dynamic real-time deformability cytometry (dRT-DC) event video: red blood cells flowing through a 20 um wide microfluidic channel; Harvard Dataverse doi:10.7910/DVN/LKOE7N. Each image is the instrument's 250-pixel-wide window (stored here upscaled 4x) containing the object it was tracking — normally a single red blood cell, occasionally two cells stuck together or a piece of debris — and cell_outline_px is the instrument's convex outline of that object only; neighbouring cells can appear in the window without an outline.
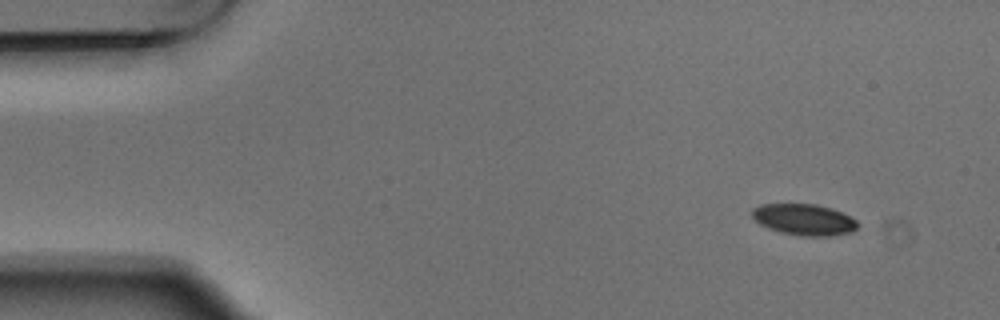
{"species": "Egyptian fruit bat (a non-hibernating species)", "species_latin": "Rousettus aegyptiacus", "temperature_condition": "warm", "stored_images_in_passage": 4, "camera_frame_rate_fps": 3000, "um_per_image_px": 0.085, "animal": {"sex": "male"}, "frame": {"image": 1, "passage_image": 1, "time_ms": 0.0, "image_size_px": [1000, 320], "cell_outline_px": [[856, 228], [852, 232], [828, 236], [804, 236], [780, 232], [768, 228], [760, 224], [752, 216], [752, 208], [760, 204], [816, 204], [832, 208], [856, 220]], "centroid_in_image_um": [68.31, 18.66], "position_along_channel_um": 16.7, "area_um2": 19.07}}
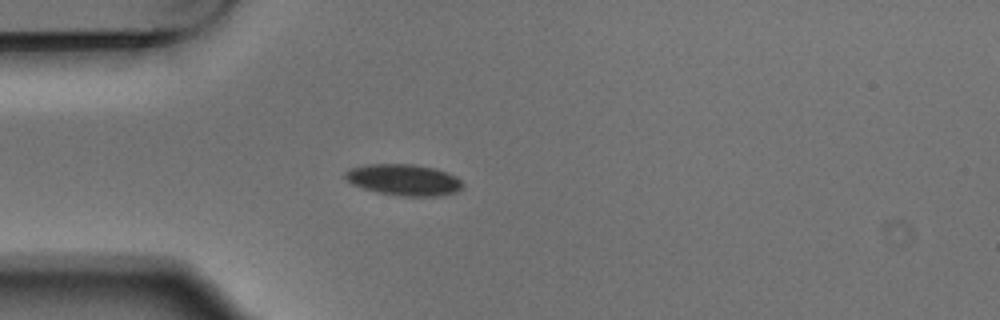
{"frame": {"image": 2, "passage_image": 3, "time_ms": 0.667, "image_size_px": [1000, 320], "cell_outline_px": [[464, 184], [456, 192], [440, 196], [400, 196], [376, 192], [352, 184], [344, 176], [344, 172], [348, 168], [368, 164], [416, 164], [436, 168], [448, 172], [456, 176]], "centroid_in_image_um": [34.33, 15.28], "position_along_channel_um": 50.7, "area_um2": 21.62}}